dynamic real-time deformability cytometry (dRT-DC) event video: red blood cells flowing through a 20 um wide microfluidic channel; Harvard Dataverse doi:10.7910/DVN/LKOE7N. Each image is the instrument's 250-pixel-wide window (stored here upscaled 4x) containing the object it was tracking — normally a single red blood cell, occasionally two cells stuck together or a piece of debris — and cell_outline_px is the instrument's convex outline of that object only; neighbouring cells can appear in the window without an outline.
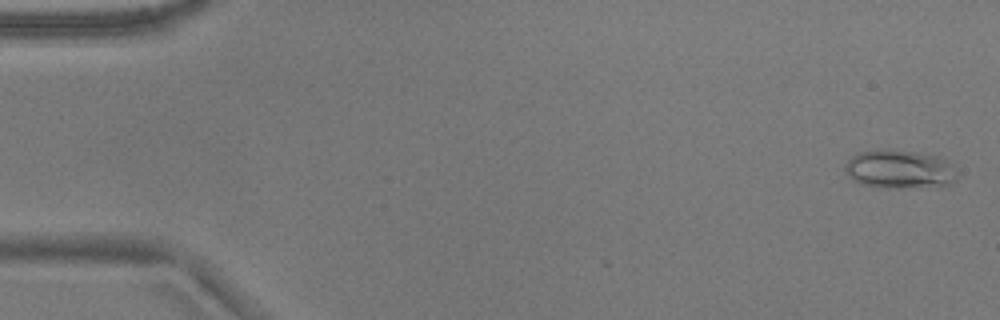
{"species": "common noctule bat (a hibernating species)", "species_latin": "Nyctalus noctula", "temperature_condition": "warm", "stored_images_in_passage": 7, "camera_frame_rate_fps": 3000, "um_per_image_px": 0.085, "animal": {"sex": "male", "body_mass_g": 17.9}, "frame": {"image": 1, "passage_image": 2, "time_ms": 0.333, "image_size_px": [1000, 320], "cell_outline_px": [[956, 180], [952, 184], [936, 188], [876, 188], [860, 184], [852, 180], [844, 172], [844, 164], [856, 152], [912, 152], [940, 156], [948, 164], [956, 176]], "centroid_in_image_um": [76.43, 14.47], "position_along_channel_um": 8.6, "area_um2": 25.03}}